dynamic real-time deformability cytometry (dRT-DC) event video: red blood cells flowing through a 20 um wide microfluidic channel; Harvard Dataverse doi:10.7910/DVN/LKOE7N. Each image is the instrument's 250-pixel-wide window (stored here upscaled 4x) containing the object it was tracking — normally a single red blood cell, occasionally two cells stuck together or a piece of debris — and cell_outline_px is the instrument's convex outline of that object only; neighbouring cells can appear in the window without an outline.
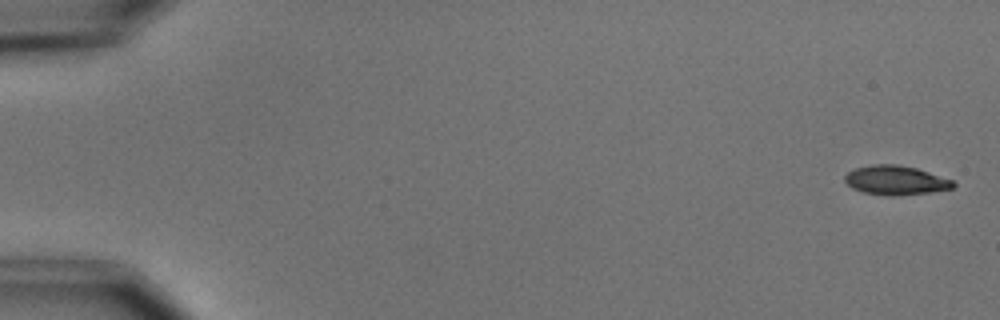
{"species": "common noctule bat (a hibernating species)", "species_latin": "Nyctalus noctula", "temperature_condition": "cold", "stored_images_in_passage": 7, "camera_frame_rate_fps": 3000, "um_per_image_px": 0.085, "animal": {"sex": "male", "body_mass_g": 15.6}, "frame": {"image": 1, "passage_image": 1, "time_ms": 0.0, "image_size_px": [1000, 320], "cell_outline_px": [[956, 184], [952, 188], [928, 192], [900, 196], [888, 196], [864, 192], [852, 188], [844, 180], [844, 176], [848, 172], [856, 168], [872, 164], [896, 164], [916, 168], [952, 180]], "centroid_in_image_um": [76.1, 15.32], "position_along_channel_um": 8.9, "area_um2": 18.32}}
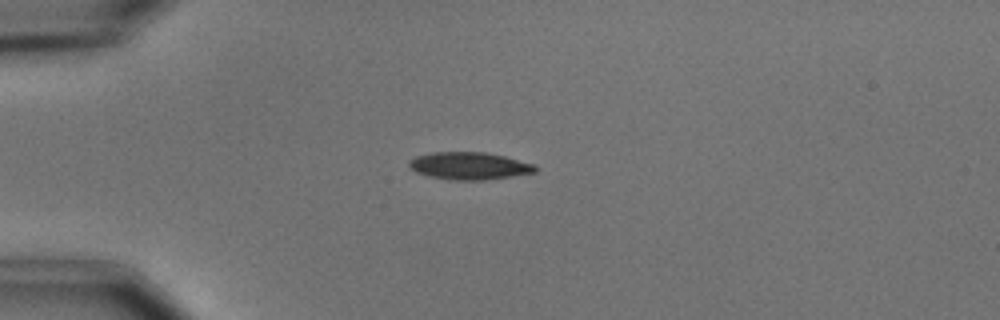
{"frame": {"image": 2, "passage_image": 5, "time_ms": 4.333, "image_size_px": [1000, 320], "cell_outline_px": [[536, 172], [512, 176], [484, 180], [448, 180], [428, 176], [416, 172], [408, 168], [408, 160], [416, 156], [432, 152], [484, 152], [504, 156], [532, 164], [536, 168]], "centroid_in_image_um": [39.81, 14.1], "position_along_channel_um": 45.2, "area_um2": 20.17}}